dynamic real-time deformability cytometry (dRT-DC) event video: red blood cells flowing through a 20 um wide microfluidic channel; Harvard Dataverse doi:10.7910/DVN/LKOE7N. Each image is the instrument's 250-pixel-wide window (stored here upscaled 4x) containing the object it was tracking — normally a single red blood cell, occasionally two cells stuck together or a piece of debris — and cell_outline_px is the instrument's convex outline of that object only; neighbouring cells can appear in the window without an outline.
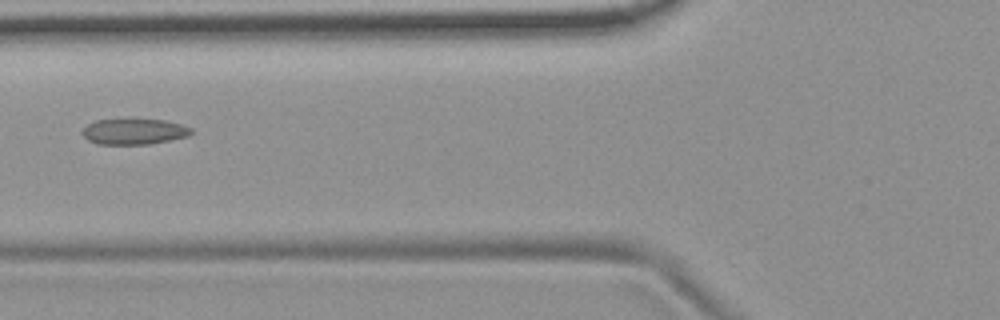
{"species": "common noctule bat (a hibernating species)", "species_latin": "Nyctalus noctula", "temperature_condition": "room temperature", "stored_images_in_passage": 6, "camera_frame_rate_fps": 3000, "um_per_image_px": 0.085, "animal": {"sex": "female", "body_mass_g": 19.9}, "frame": {"image": 1, "passage_image": 6, "time_ms": 5.667, "image_size_px": [1000, 320], "cell_outline_px": [[192, 132], [188, 136], [148, 144], [96, 144], [88, 140], [80, 132], [88, 124], [96, 120], [164, 120], [180, 124], [192, 128]], "centroid_in_image_um": [11.37, 11.19], "position_along_channel_um": 114.4, "area_um2": 16.07}}